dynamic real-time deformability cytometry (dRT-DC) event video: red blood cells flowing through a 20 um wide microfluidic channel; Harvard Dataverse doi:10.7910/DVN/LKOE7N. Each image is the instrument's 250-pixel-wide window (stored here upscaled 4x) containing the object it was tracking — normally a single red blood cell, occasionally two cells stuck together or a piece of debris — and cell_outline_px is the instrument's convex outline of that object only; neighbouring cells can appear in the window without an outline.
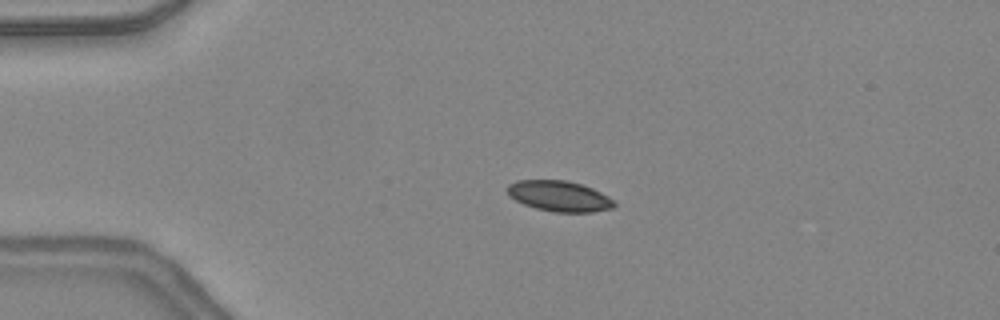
{"species": "common noctule bat (a hibernating species)", "species_latin": "Nyctalus noctula", "temperature_condition": "warm", "stored_images_in_passage": 32, "camera_frame_rate_fps": 3000, "um_per_image_px": 0.085, "animal": {"sex": "female", "body_mass_g": 24.6, "forearm_length_mm": 56.2}, "frame": {"image": 1, "passage_image": 1, "time_ms": 0.0, "image_size_px": [1000, 320], "cell_outline_px": [[616, 204], [612, 208], [592, 212], [552, 212], [536, 208], [524, 204], [508, 196], [508, 184], [516, 180], [568, 180], [592, 188], [608, 196]], "centroid_in_image_um": [47.52, 16.67], "position_along_channel_um": 37.5, "area_um2": 19.02}}
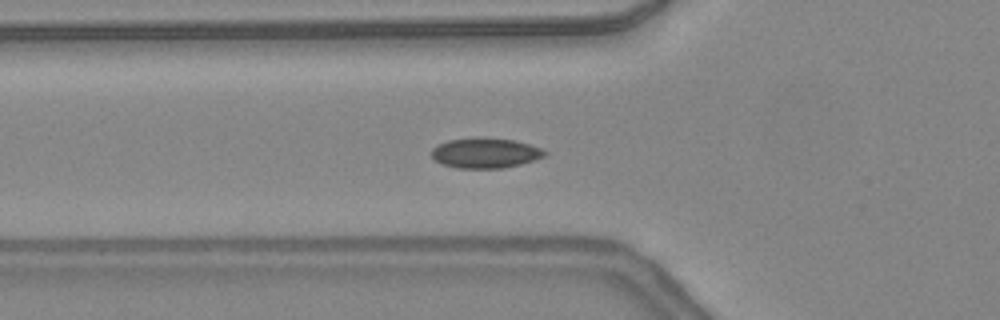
{"frame": {"image": 2, "passage_image": 7, "time_ms": 2.0, "image_size_px": [1000, 320], "cell_outline_px": [[548, 152], [544, 156], [520, 164], [504, 168], [456, 168], [444, 164], [436, 160], [432, 156], [432, 148], [436, 144], [448, 140], [476, 136], [512, 140], [528, 144], [540, 148]], "centroid_in_image_um": [41.21, 12.99], "position_along_channel_um": 84.6, "area_um2": 19.88}}
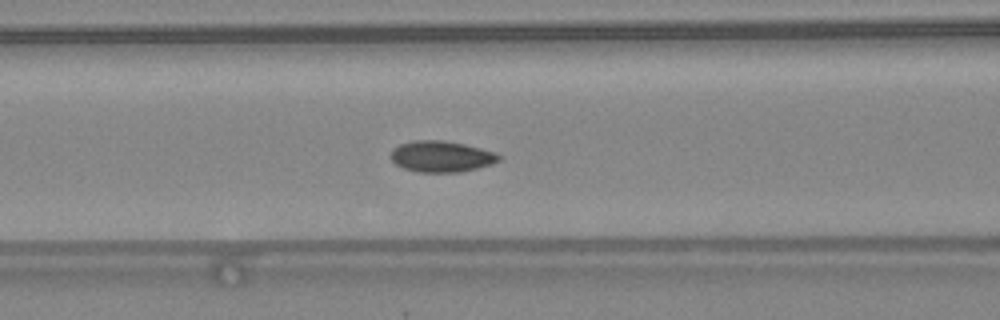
{"frame": {"image": 3, "passage_image": 10, "time_ms": 3.0, "image_size_px": [1000, 320], "cell_outline_px": [[500, 160], [492, 164], [460, 172], [416, 172], [404, 168], [396, 164], [388, 156], [392, 148], [400, 144], [412, 140], [444, 140], [464, 144], [496, 152], [500, 156]], "centroid_in_image_um": [37.48, 13.29], "position_along_channel_um": 129.1, "area_um2": 19.77}, "authors_computed_cell_mechanics": {"area_um2": 19.363, "velocity_mm_per_s": 4.3693, "shape_relaxation_time_tau1_ms": 2.9198, "shape_relaxation_time_tau2_ms": 3.0519, "deformation_change_tau1": 0.0695, "deformation_change_tau2": 0.0492}}